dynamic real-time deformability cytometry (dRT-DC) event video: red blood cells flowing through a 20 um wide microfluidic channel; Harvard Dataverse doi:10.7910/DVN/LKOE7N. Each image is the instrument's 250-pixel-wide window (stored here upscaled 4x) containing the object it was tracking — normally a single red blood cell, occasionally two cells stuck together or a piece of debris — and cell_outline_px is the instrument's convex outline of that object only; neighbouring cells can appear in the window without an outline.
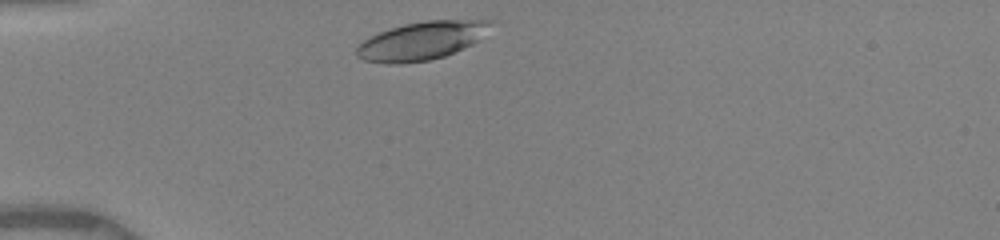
{"species": "human", "species_latin": "Homo sapiens", "temperature_condition": "warm", "stored_images_in_passage": 4, "camera_frame_rate_fps": 3000, "um_per_image_px": 0.085, "donor": {"sex": "female"}, "frame": {"image": 1, "passage_image": 1, "time_ms": 0.0, "image_size_px": [1000, 240], "cell_outline_px": [[492, 24], [472, 44], [444, 56], [428, 60], [400, 64], [388, 64], [364, 60], [356, 56], [356, 48], [364, 40], [380, 32], [404, 24], [428, 20], [492, 20]], "centroid_in_image_um": [35.79, 3.47], "position_along_channel_um": 49.2, "area_um2": 29.3}}
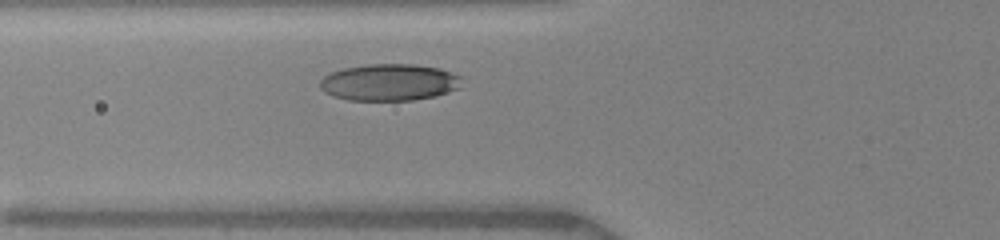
{"frame": {"image": 2, "passage_image": 4, "time_ms": 1.667, "image_size_px": [1000, 240], "cell_outline_px": [[460, 88], [436, 96], [412, 100], [348, 100], [332, 96], [324, 92], [320, 88], [320, 80], [324, 76], [332, 72], [344, 68], [368, 64], [412, 64], [440, 68], [452, 72], [460, 76]], "centroid_in_image_um": [33.09, 7.0], "position_along_channel_um": 92.7, "area_um2": 30.46}}